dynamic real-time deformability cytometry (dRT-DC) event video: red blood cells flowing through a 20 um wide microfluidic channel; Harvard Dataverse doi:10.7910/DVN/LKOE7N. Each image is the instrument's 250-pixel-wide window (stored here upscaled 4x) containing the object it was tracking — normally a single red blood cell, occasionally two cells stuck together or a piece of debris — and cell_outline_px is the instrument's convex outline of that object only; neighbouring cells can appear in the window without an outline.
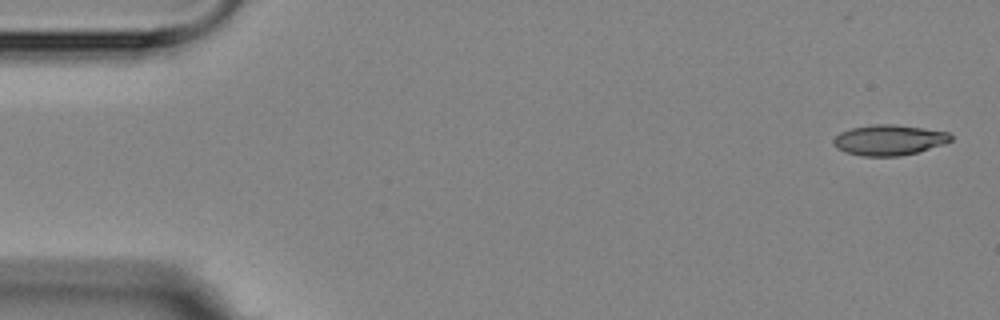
{"species": "Egyptian fruit bat (a non-hibernating species)", "species_latin": "Rousettus aegyptiacus", "temperature_condition": "room temperature", "stored_images_in_passage": 4, "camera_frame_rate_fps": 3000, "um_per_image_px": 0.085, "animal": {"sex": "female"}, "frame": {"image": 1, "passage_image": 1, "time_ms": 0.0, "image_size_px": [1000, 320], "cell_outline_px": [[952, 140], [944, 144], [916, 152], [900, 156], [864, 156], [844, 152], [836, 148], [832, 144], [832, 140], [840, 132], [852, 128], [872, 124], [892, 124], [924, 128], [948, 132], [952, 136]], "centroid_in_image_um": [75.54, 11.9], "position_along_channel_um": 9.5, "area_um2": 20.87}}
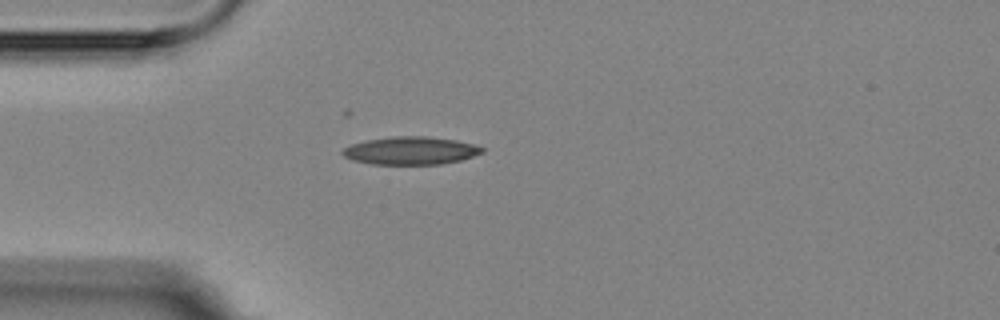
{"frame": {"image": 2, "passage_image": 4, "time_ms": 4.333, "image_size_px": [1000, 320], "cell_outline_px": [[484, 152], [460, 160], [440, 164], [372, 164], [352, 160], [344, 156], [340, 152], [344, 148], [352, 144], [368, 140], [392, 136], [428, 136], [456, 140], [472, 144], [484, 148]], "centroid_in_image_um": [34.89, 12.8], "position_along_channel_um": 50.1, "area_um2": 22.54}}